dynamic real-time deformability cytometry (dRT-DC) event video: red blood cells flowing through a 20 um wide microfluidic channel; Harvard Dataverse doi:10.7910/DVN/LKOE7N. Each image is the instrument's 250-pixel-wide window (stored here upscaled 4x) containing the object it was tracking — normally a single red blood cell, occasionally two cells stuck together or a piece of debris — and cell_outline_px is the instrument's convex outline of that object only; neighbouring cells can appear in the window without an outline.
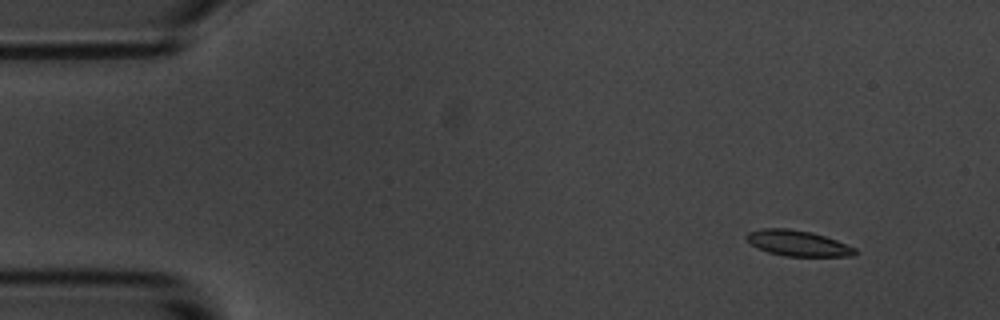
{"species": "common noctule bat (a hibernating species)", "species_latin": "Nyctalus noctula", "temperature_condition": "room temperature", "stored_images_in_passage": 5, "camera_frame_rate_fps": 3000, "um_per_image_px": 0.085, "animal": {"sex": "male", "body_mass_g": 20.1, "forearm_length_mm": 53.5}, "frame": {"image": 1, "passage_image": 2, "time_ms": 1.333, "image_size_px": [1000, 320], "cell_outline_px": [[860, 252], [856, 256], [784, 256], [768, 252], [756, 248], [744, 236], [748, 232], [764, 228], [788, 228], [812, 232], [836, 240], [856, 248]], "centroid_in_image_um": [67.84, 20.68], "position_along_channel_um": 17.2, "area_um2": 16.36}}
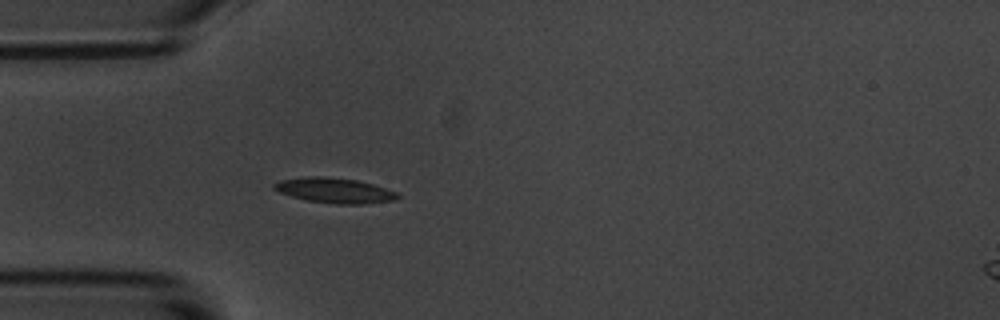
{"frame": {"image": 2, "passage_image": 5, "time_ms": 5.0, "image_size_px": [1000, 320], "cell_outline_px": [[400, 196], [392, 200], [360, 204], [336, 204], [308, 200], [292, 196], [280, 192], [272, 188], [272, 184], [280, 180], [308, 176], [324, 176], [356, 180], [372, 184], [396, 192]], "centroid_in_image_um": [28.39, 16.18], "position_along_channel_um": 56.6, "area_um2": 17.8}}